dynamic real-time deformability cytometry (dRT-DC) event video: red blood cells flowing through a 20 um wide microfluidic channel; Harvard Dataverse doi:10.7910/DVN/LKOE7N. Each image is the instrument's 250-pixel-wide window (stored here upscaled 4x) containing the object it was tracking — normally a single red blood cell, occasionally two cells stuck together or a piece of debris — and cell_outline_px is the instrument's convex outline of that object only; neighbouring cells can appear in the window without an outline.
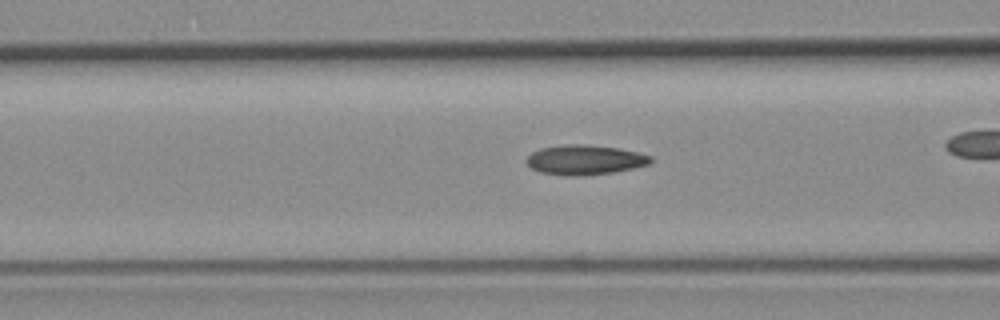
{"species": "common noctule bat (a hibernating species)", "species_latin": "Nyctalus noctula", "temperature_condition": "room temperature", "stored_images_in_passage": 40, "camera_frame_rate_fps": 3000, "um_per_image_px": 0.085, "animal": {"sex": "female", "body_mass_g": 19.3, "forearm_length_mm": 54.1}, "frame": {"image": 1, "passage_image": 18, "time_ms": 5.667, "image_size_px": [1000, 320], "cell_outline_px": [[652, 160], [648, 164], [632, 168], [612, 172], [584, 176], [568, 176], [540, 172], [532, 168], [528, 164], [528, 156], [532, 152], [540, 148], [572, 144], [584, 144], [620, 148], [652, 156]], "centroid_in_image_um": [49.72, 13.59], "position_along_channel_um": 116.9, "area_um2": 21.33}}